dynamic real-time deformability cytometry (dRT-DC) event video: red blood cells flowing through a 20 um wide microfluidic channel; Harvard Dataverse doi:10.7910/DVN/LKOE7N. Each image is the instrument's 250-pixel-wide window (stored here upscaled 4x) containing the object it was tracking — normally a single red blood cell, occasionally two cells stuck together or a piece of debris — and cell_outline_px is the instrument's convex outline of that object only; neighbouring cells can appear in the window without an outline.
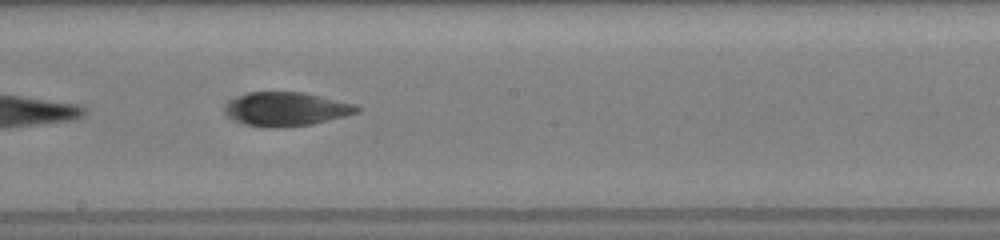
{"species": "common noctule bat (a hibernating species)", "species_latin": "Nyctalus noctula", "temperature_condition": "room temperature", "stored_images_in_passage": 25, "camera_frame_rate_fps": 3000, "um_per_image_px": 0.085, "animal": {"sex": "female", "body_mass_g": 19.5, "forearm_length_mm": 54.1}, "frame": {"image": 1, "passage_image": 16, "time_ms": 6.0, "image_size_px": [1000, 240], "cell_outline_px": [[360, 112], [312, 124], [284, 128], [268, 128], [244, 124], [232, 120], [224, 116], [224, 104], [228, 100], [236, 96], [248, 92], [304, 92], [356, 104], [360, 108]], "centroid_in_image_um": [24.25, 9.28], "position_along_channel_um": 223.9, "area_um2": 26.59}}